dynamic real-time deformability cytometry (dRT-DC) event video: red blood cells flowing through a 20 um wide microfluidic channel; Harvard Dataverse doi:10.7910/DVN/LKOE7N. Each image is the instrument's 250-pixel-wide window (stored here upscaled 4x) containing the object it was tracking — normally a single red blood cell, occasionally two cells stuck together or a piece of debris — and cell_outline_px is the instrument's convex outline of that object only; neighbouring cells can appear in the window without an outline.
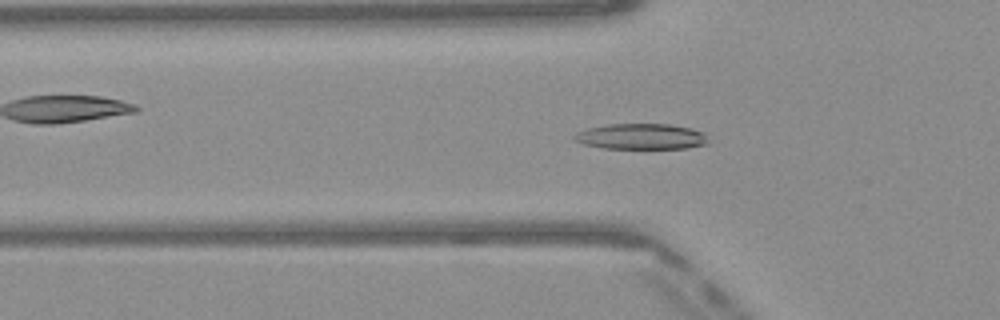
{"species": "Egyptian fruit bat (a non-hibernating species)", "species_latin": "Rousettus aegyptiacus", "temperature_condition": "warm", "stored_images_in_passage": 51, "camera_frame_rate_fps": 3000, "um_per_image_px": 0.085, "frame": {"image": 1, "passage_image": 17, "time_ms": 5.333, "image_size_px": [1000, 320], "cell_outline_px": [[708, 144], [688, 148], [604, 148], [584, 144], [576, 140], [572, 136], [576, 132], [588, 128], [608, 124], [672, 124], [692, 128], [704, 132], [708, 140]], "centroid_in_image_um": [54.54, 11.59], "position_along_channel_um": 71.3, "area_um2": 20.11}}
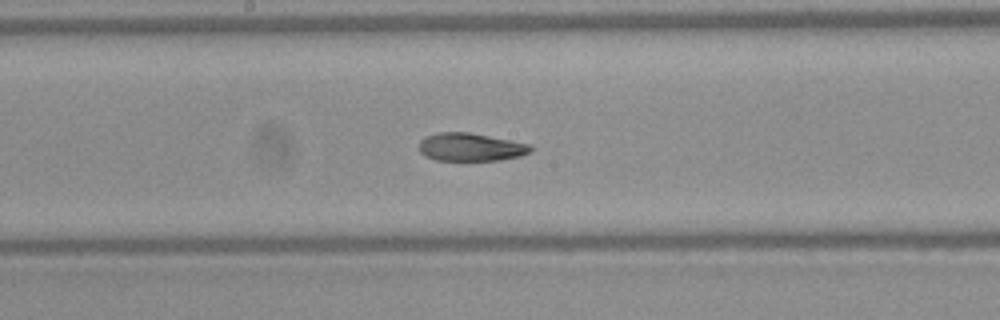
{"frame": {"image": 2, "passage_image": 27, "time_ms": 8.667, "image_size_px": [1000, 320], "cell_outline_px": [[532, 152], [520, 156], [500, 160], [436, 160], [424, 156], [420, 152], [420, 140], [424, 136], [436, 132], [468, 132], [532, 144]], "centroid_in_image_um": [40.01, 12.5], "position_along_channel_um": 208.2, "area_um2": 18.38}}
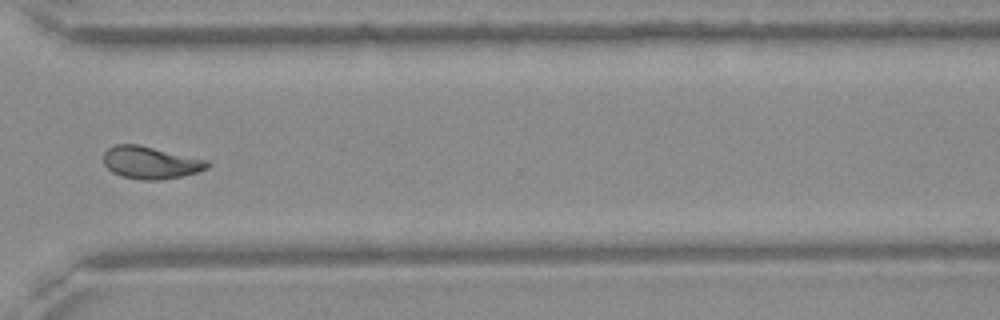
{"frame": {"image": 3, "passage_image": 38, "time_ms": 12.333, "image_size_px": [1000, 320], "cell_outline_px": [[212, 164], [208, 168], [196, 172], [180, 176], [156, 180], [144, 180], [120, 176], [112, 172], [104, 164], [104, 152], [108, 148], [116, 144], [136, 144], [208, 160]], "centroid_in_image_um": [12.79, 13.82], "position_along_channel_um": 357.8, "area_um2": 19.42}, "authors_computed_cell_mechanics": {"area_um2": 19.5364, "velocity_mm_per_s": 4.0778, "shape_relaxation_time_tau1_ms": 8.7813, "shape_relaxation_time_tau2_ms": 2.6823, "deformation_change_tau1": 0.2164, "deformation_change_tau2": 0.0924}}